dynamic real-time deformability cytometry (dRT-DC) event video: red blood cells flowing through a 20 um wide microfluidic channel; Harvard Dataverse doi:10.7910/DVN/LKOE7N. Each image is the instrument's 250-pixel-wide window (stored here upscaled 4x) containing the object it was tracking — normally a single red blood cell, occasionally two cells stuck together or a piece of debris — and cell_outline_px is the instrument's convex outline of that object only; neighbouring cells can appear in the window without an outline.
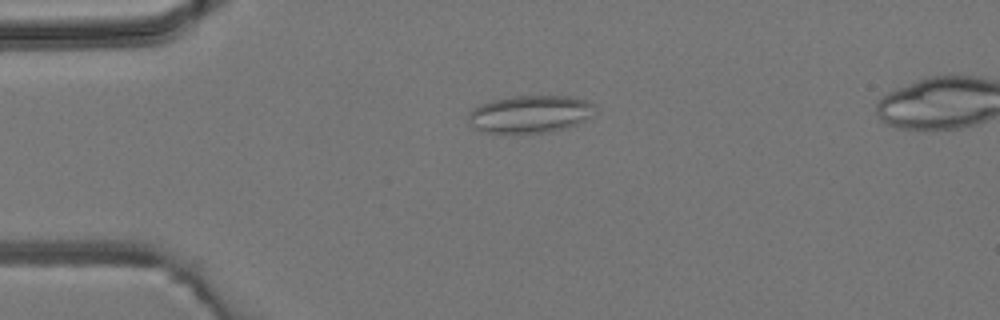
{"species": "common noctule bat (a hibernating species)", "species_latin": "Nyctalus noctula", "temperature_condition": "room temperature", "stored_images_in_passage": 6, "camera_frame_rate_fps": 3000, "um_per_image_px": 0.085, "animal": {"sex": "male", "body_mass_g": 19.2, "forearm_length_mm": 51.8}, "frame": {"image": 1, "passage_image": 4, "time_ms": 3.667, "image_size_px": [1000, 320], "cell_outline_px": [[596, 104], [588, 116], [584, 120], [576, 124], [552, 132], [488, 132], [472, 128], [468, 120], [468, 112], [472, 108], [480, 104], [492, 100], [512, 96], [572, 96], [588, 100]], "centroid_in_image_um": [45.02, 9.68], "position_along_channel_um": 40.0, "area_um2": 27.51}}